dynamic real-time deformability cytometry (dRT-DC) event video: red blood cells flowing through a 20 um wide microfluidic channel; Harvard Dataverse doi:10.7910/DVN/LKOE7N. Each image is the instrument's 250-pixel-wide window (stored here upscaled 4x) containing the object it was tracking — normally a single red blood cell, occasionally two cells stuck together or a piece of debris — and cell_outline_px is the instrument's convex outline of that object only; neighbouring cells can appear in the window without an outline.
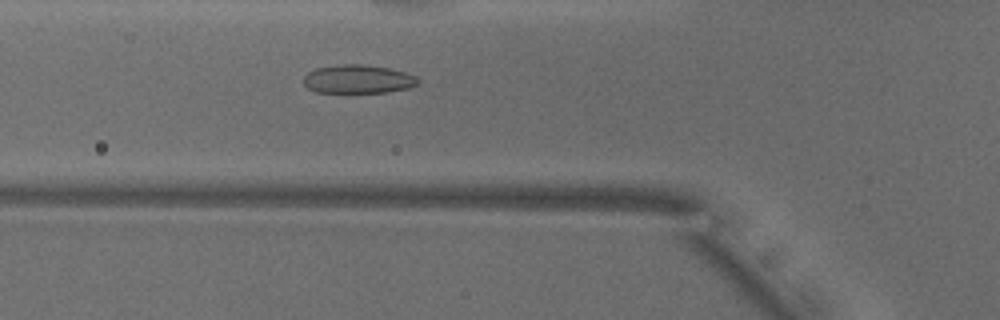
{"species": "common noctule bat (a hibernating species)", "species_latin": "Nyctalus noctula", "temperature_condition": "warm", "stored_images_in_passage": 42, "camera_frame_rate_fps": 3000, "um_per_image_px": 0.085, "animal": {"sex": "male", "body_mass_g": 18.8}, "frame": {"image": 1, "passage_image": 17, "time_ms": 5.333, "image_size_px": [1000, 320], "cell_outline_px": [[420, 80], [416, 84], [408, 88], [388, 92], [316, 92], [308, 88], [304, 84], [304, 76], [308, 72], [316, 68], [336, 64], [360, 64], [388, 68], [404, 72], [416, 76]], "centroid_in_image_um": [30.41, 6.72], "position_along_channel_um": 95.4, "area_um2": 18.96}}
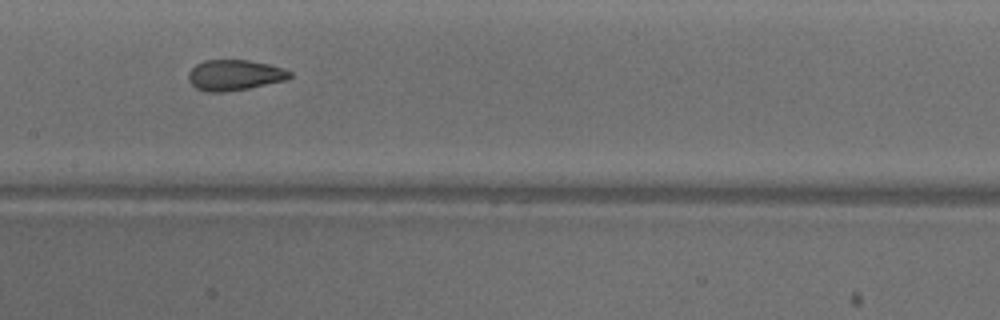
{"frame": {"image": 2, "passage_image": 24, "time_ms": 7.667, "image_size_px": [1000, 320], "cell_outline_px": [[292, 76], [284, 80], [248, 88], [224, 92], [208, 92], [196, 88], [188, 80], [188, 72], [196, 64], [204, 60], [248, 60], [268, 64], [292, 72]], "centroid_in_image_um": [19.89, 6.38], "position_along_channel_um": 187.5, "area_um2": 17.92}}
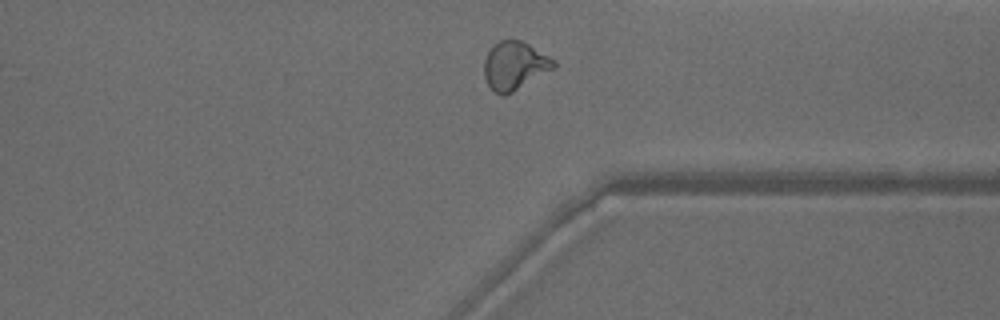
{"frame": {"image": 3, "passage_image": 38, "time_ms": 12.333, "image_size_px": [1000, 320], "cell_outline_px": [[556, 68], [512, 92], [504, 96], [500, 96], [488, 84], [484, 76], [484, 60], [492, 44], [500, 40], [520, 40], [528, 44], [548, 56], [556, 64]], "centroid_in_image_um": [43.72, 5.58], "position_along_channel_um": 367.7, "area_um2": 19.42}, "authors_computed_cell_mechanics": {"area_um2": 18.8139, "velocity_mm_per_s": 3.9198, "shape_relaxation_time_tau1_ms": 11.3867, "shape_relaxation_time_tau2_ms": 1.1709, "deformation_change_tau1": 0.2709, "deformation_change_tau2": 0.0802}}